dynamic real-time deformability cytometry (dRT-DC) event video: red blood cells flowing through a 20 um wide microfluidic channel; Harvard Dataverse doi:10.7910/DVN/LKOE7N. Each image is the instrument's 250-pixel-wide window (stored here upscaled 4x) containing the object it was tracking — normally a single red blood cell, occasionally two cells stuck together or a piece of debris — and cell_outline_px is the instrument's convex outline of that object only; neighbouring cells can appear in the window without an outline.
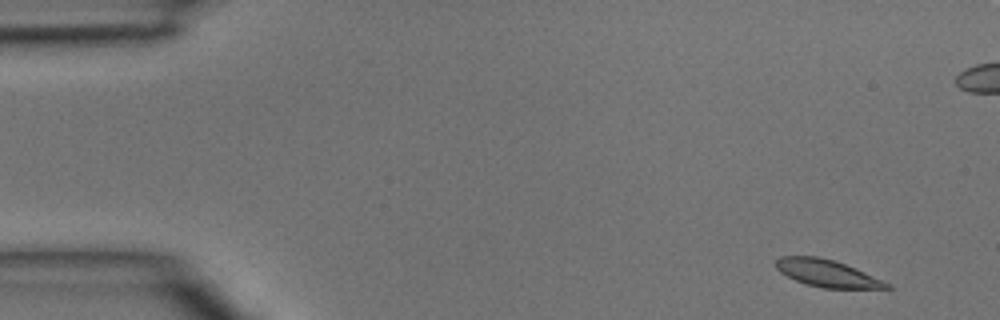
{"species": "common noctule bat (a hibernating species)", "species_latin": "Nyctalus noctula", "temperature_condition": "room temperature", "stored_images_in_passage": 5, "camera_frame_rate_fps": 3000, "um_per_image_px": 0.085, "animal": {"sex": "male", "body_mass_g": 15.6}, "frame": {"image": 1, "passage_image": 1, "time_ms": 0.0, "image_size_px": [1000, 320], "cell_outline_px": [[892, 288], [824, 288], [804, 284], [780, 272], [776, 268], [776, 260], [780, 256], [816, 256], [832, 260], [856, 268], [892, 284]], "centroid_in_image_um": [70.31, 23.23], "position_along_channel_um": 14.7, "area_um2": 17.4}}